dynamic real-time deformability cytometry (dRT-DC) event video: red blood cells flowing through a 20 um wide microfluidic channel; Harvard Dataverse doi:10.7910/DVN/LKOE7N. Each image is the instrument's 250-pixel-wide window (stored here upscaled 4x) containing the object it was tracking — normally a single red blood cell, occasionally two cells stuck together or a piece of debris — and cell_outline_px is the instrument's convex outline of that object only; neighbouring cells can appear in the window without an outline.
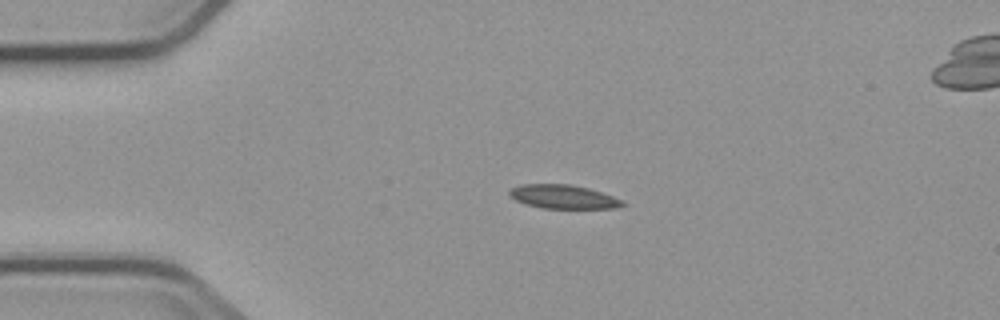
{"species": "common noctule bat (a hibernating species)", "species_latin": "Nyctalus noctula", "temperature_condition": "cold", "stored_images_in_passage": 5, "camera_frame_rate_fps": 3000, "um_per_image_px": 0.085, "animal": {"sex": "male", "body_mass_g": 23.1, "forearm_length_mm": 52.7}, "frame": {"image": 1, "passage_image": 3, "time_ms": 2.667, "image_size_px": [1000, 320], "cell_outline_px": [[628, 204], [616, 208], [544, 208], [528, 204], [516, 200], [508, 192], [512, 188], [520, 184], [572, 184], [588, 188], [624, 200]], "centroid_in_image_um": [47.93, 16.72], "position_along_channel_um": 37.1, "area_um2": 15.55}}